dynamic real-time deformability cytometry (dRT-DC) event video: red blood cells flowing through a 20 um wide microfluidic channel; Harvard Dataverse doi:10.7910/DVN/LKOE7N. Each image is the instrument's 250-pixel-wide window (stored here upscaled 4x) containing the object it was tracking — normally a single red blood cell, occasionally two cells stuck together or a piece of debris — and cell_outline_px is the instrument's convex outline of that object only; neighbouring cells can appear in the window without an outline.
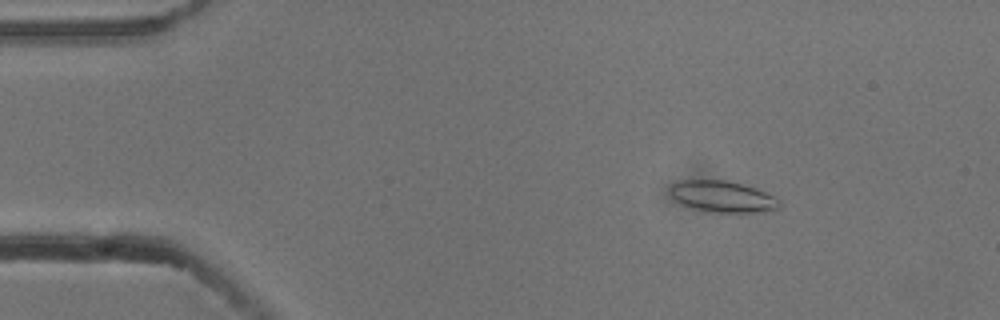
{"species": "common noctule bat (a hibernating species)", "species_latin": "Nyctalus noctula", "temperature_condition": "cold", "stored_images_in_passage": 5, "camera_frame_rate_fps": 3000, "um_per_image_px": 0.085, "animal": {"sex": "male", "body_mass_g": 13.3}, "frame": {"image": 1, "passage_image": 3, "time_ms": 0.667, "image_size_px": [1000, 320], "cell_outline_px": [[780, 208], [764, 212], [712, 212], [692, 208], [680, 204], [672, 196], [668, 188], [672, 184], [680, 180], [728, 180], [744, 184], [756, 188], [780, 200]], "centroid_in_image_um": [61.4, 16.7], "position_along_channel_um": 23.6, "area_um2": 20.11}}